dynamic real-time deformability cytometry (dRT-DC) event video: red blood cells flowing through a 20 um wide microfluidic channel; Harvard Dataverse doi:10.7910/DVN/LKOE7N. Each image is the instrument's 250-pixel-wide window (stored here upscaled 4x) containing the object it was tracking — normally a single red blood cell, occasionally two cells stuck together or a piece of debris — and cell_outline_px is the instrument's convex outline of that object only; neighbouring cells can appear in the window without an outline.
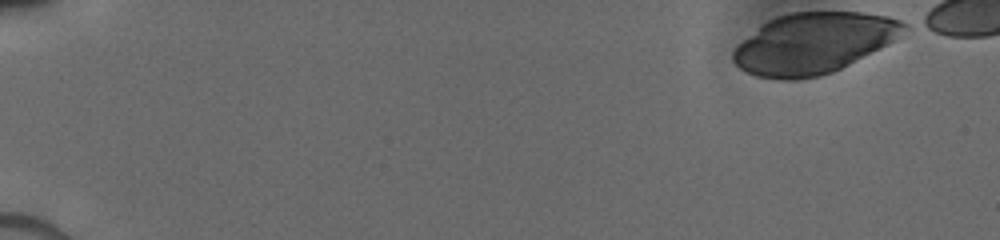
{"species": "human", "species_latin": "Homo sapiens", "temperature_condition": "cold", "stored_images_in_passage": 14, "camera_frame_rate_fps": 3000, "um_per_image_px": 0.085, "donor": {"sex": "male"}, "frame": {"image": 1, "passage_image": 1, "time_ms": 0.0, "image_size_px": [1000, 240], "cell_outline_px": [[908, 28], [888, 44], [832, 72], [820, 76], [796, 80], [776, 80], [756, 76], [740, 68], [732, 60], [732, 52], [744, 40], [768, 20], [776, 16], [792, 12], [860, 12], [888, 16], [900, 20], [908, 24]], "centroid_in_image_um": [69.16, 3.68], "position_along_channel_um": 15.8, "area_um2": 60.05}}